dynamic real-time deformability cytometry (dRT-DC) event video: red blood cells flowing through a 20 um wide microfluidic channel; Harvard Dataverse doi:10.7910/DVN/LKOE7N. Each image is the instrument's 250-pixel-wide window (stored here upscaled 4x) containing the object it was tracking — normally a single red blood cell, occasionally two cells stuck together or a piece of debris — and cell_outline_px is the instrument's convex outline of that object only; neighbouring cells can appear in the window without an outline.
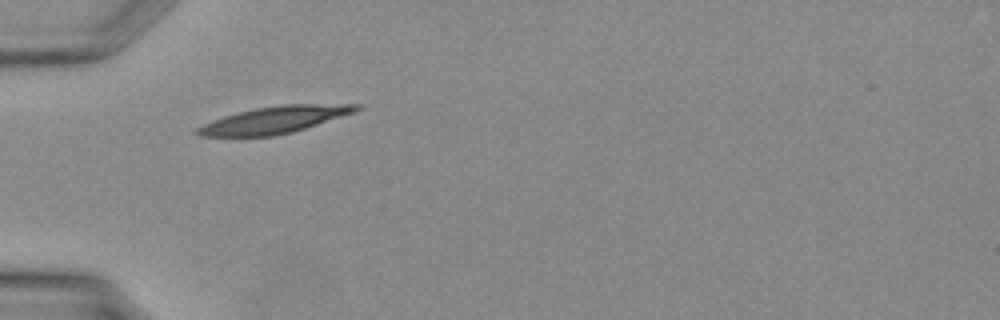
{"species": "Egyptian fruit bat (a non-hibernating species)", "species_latin": "Rousettus aegyptiacus", "temperature_condition": "warm", "stored_images_in_passage": 22, "camera_frame_rate_fps": 3000, "um_per_image_px": 0.085, "animal": {"sex": "female"}, "frame": {"image": 1, "passage_image": 1, "time_ms": 0.0, "image_size_px": [1000, 320], "cell_outline_px": [[364, 108], [356, 112], [292, 132], [272, 136], [196, 136], [192, 132], [196, 128], [212, 120], [224, 116], [256, 108], [280, 104], [360, 104]], "centroid_in_image_um": [23.34, 10.18], "position_along_channel_um": 61.7, "area_um2": 24.91}}
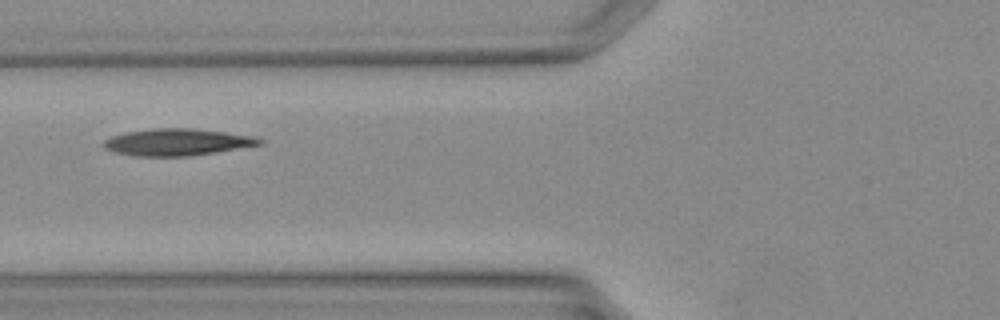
{"frame": {"image": 2, "passage_image": 4, "time_ms": 1.0, "image_size_px": [1000, 320], "cell_outline_px": [[264, 144], [216, 152], [188, 156], [132, 156], [116, 152], [104, 148], [104, 140], [112, 136], [124, 132], [152, 128], [192, 128], [256, 136], [264, 140]], "centroid_in_image_um": [15.08, 12.08], "position_along_channel_um": 110.7, "area_um2": 24.51}}